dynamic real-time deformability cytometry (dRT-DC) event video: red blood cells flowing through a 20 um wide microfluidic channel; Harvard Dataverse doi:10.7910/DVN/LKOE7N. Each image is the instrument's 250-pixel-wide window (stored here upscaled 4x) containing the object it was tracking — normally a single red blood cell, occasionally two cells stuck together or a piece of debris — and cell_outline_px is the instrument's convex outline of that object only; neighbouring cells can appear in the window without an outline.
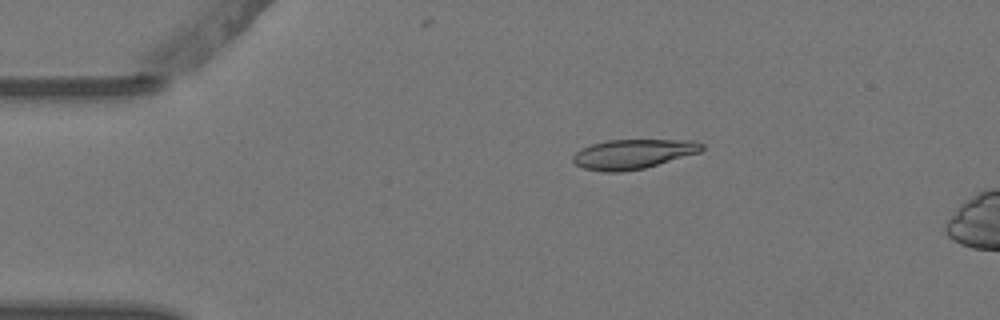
{"species": "Egyptian fruit bat (a non-hibernating species)", "species_latin": "Rousettus aegyptiacus", "temperature_condition": "warm", "stored_images_in_passage": 2, "camera_frame_rate_fps": 3000, "um_per_image_px": 0.085, "animal": {"sex": "female"}, "frame": {"image": 1, "passage_image": 1, "time_ms": 0.0, "image_size_px": [1000, 320], "cell_outline_px": [[704, 148], [700, 152], [644, 168], [620, 172], [604, 172], [584, 168], [576, 164], [572, 160], [572, 156], [576, 152], [592, 144], [608, 140], [692, 140], [704, 144]], "centroid_in_image_um": [53.82, 13.09], "position_along_channel_um": 31.2, "area_um2": 22.02}}